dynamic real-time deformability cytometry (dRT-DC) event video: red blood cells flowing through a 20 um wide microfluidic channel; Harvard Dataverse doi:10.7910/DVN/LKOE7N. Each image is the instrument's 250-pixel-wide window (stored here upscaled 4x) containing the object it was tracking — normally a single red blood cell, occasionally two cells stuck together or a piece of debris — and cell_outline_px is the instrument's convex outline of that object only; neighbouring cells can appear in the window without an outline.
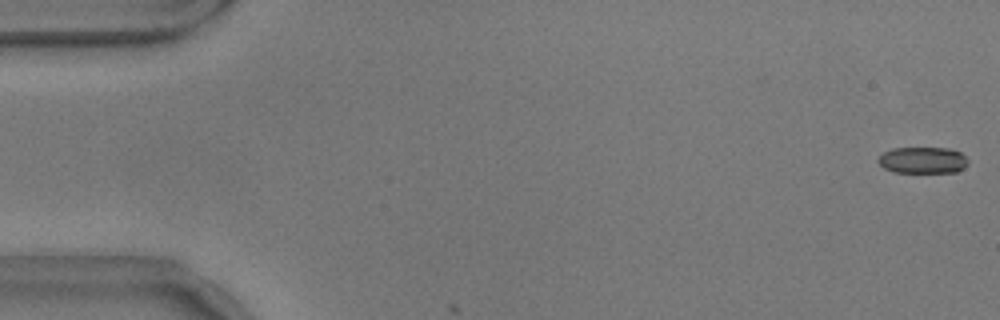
{"species": "common noctule bat (a hibernating species)", "species_latin": "Nyctalus noctula", "temperature_condition": "warm", "stored_images_in_passage": 4, "camera_frame_rate_fps": 3000, "um_per_image_px": 0.085, "animal": {"sex": "male", "body_mass_g": 17.9}, "frame": {"image": 1, "passage_image": 1, "time_ms": 0.0, "image_size_px": [1000, 320], "cell_outline_px": [[968, 164], [964, 168], [956, 172], [892, 172], [884, 168], [876, 160], [884, 152], [892, 148], [948, 148], [960, 152], [968, 160]], "centroid_in_image_um": [78.43, 13.62], "position_along_channel_um": 6.6, "area_um2": 13.87}}